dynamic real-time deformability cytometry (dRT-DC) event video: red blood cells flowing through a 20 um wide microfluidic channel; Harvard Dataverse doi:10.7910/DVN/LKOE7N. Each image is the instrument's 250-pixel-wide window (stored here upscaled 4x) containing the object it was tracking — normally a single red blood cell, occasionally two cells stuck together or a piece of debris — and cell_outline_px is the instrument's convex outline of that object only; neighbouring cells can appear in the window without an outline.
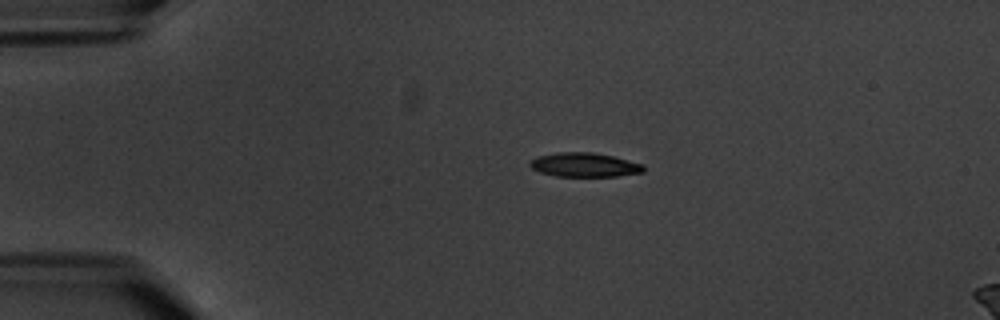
{"species": "common noctule bat (a hibernating species)", "species_latin": "Nyctalus noctula", "temperature_condition": "warm", "stored_images_in_passage": 5, "camera_frame_rate_fps": 3000, "um_per_image_px": 0.085, "animal": {"sex": "male", "body_mass_g": 20.1, "forearm_length_mm": 53.5}, "frame": {"image": 1, "passage_image": 3, "time_ms": 2.333, "image_size_px": [1000, 320], "cell_outline_px": [[644, 172], [616, 176], [556, 176], [540, 172], [532, 168], [528, 164], [528, 160], [536, 156], [560, 152], [592, 152], [612, 156], [644, 164]], "centroid_in_image_um": [49.64, 14.0], "position_along_channel_um": 35.4, "area_um2": 16.01}}